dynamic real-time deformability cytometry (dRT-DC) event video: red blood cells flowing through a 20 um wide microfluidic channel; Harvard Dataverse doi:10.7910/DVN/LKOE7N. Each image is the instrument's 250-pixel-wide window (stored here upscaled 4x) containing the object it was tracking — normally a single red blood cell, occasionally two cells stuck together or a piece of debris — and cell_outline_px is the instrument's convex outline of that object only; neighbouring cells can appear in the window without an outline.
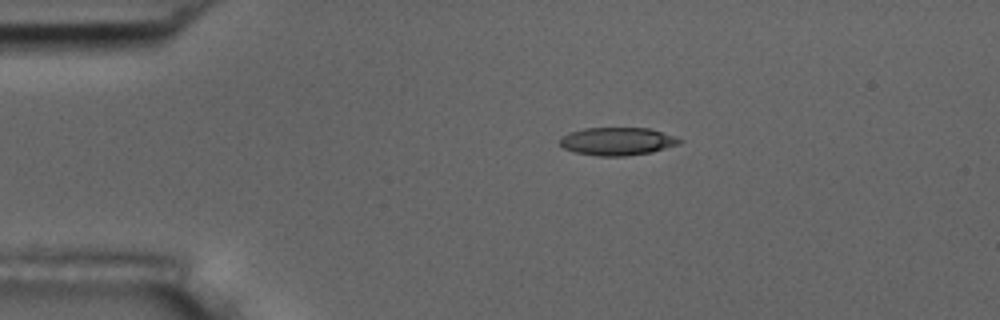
{"species": "common noctule bat (a hibernating species)", "species_latin": "Nyctalus noctula", "temperature_condition": "room temperature", "stored_images_in_passage": 7, "camera_frame_rate_fps": 3000, "um_per_image_px": 0.085, "animal": {"sex": "male", "body_mass_g": 17.5, "forearm_length_mm": 52.3}, "frame": {"image": 1, "passage_image": 2, "time_ms": 1.0, "image_size_px": [1000, 320], "cell_outline_px": [[684, 140], [680, 144], [652, 152], [624, 156], [596, 156], [576, 152], [564, 148], [560, 144], [560, 136], [568, 132], [584, 128], [648, 128]], "centroid_in_image_um": [52.44, 12.01], "position_along_channel_um": 32.6, "area_um2": 19.42}}
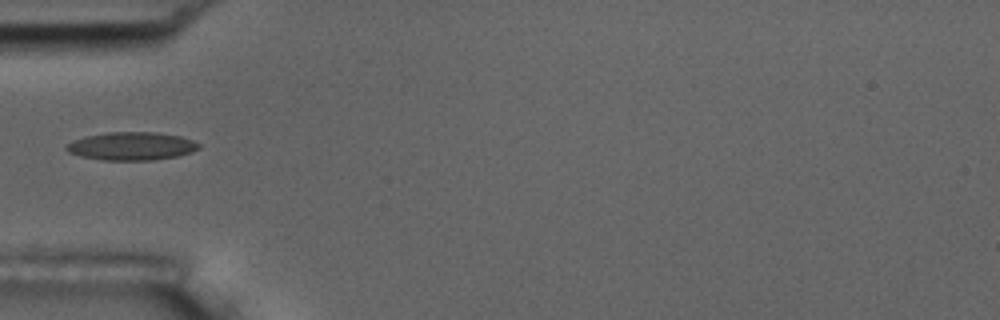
{"frame": {"image": 2, "passage_image": 4, "time_ms": 3.333, "image_size_px": [1000, 320], "cell_outline_px": [[200, 148], [192, 152], [176, 156], [152, 160], [104, 160], [80, 156], [68, 152], [64, 148], [72, 140], [84, 136], [108, 132], [156, 132], [180, 136], [192, 140], [200, 144]], "centroid_in_image_um": [11.17, 12.41], "position_along_channel_um": 73.8, "area_um2": 21.73}}
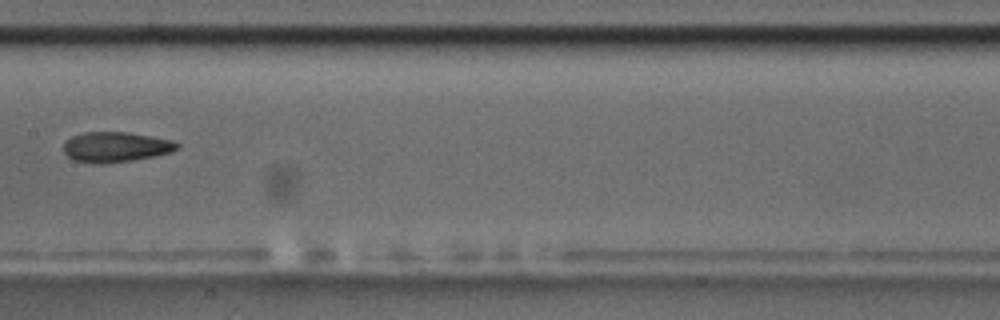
{"frame": {"image": 3, "passage_image": 7, "time_ms": 6.667, "image_size_px": [1000, 320], "cell_outline_px": [[180, 148], [172, 152], [156, 156], [132, 160], [104, 164], [100, 164], [72, 160], [64, 152], [64, 144], [72, 136], [84, 132], [128, 132], [152, 136], [172, 140], [180, 144]], "centroid_in_image_um": [9.87, 12.5], "position_along_channel_um": 197.5, "area_um2": 20.11}}